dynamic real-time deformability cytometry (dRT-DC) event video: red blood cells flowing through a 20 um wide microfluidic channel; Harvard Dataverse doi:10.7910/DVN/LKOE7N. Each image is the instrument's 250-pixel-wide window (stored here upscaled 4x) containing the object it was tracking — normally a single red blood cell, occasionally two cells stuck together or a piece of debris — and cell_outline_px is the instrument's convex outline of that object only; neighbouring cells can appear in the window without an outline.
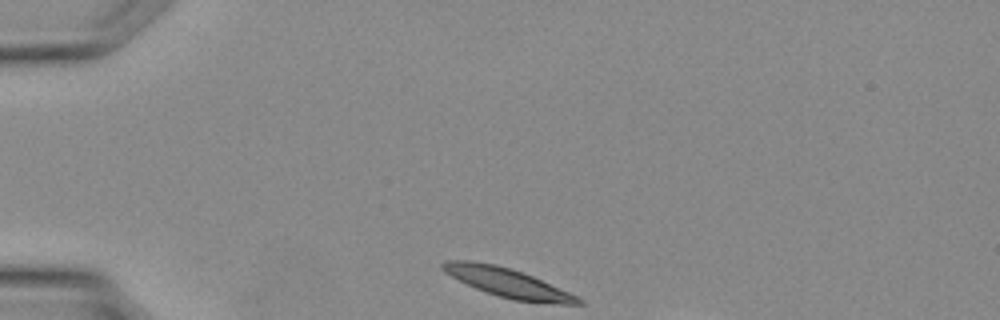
{"species": "Egyptian fruit bat (a non-hibernating species)", "species_latin": "Rousettus aegyptiacus", "temperature_condition": "warm", "stored_images_in_passage": 7, "camera_frame_rate_fps": 3000, "um_per_image_px": 0.085, "animal": {"sex": "female"}, "frame": {"image": 1, "passage_image": 1, "time_ms": 0.0, "image_size_px": [1000, 320], "cell_outline_px": [[584, 304], [548, 304], [516, 300], [500, 296], [476, 288], [444, 272], [440, 268], [440, 264], [444, 260], [472, 260], [496, 264], [532, 276], [568, 292], [584, 300]], "centroid_in_image_um": [43.13, 24.02], "position_along_channel_um": 41.9, "area_um2": 22.6}}
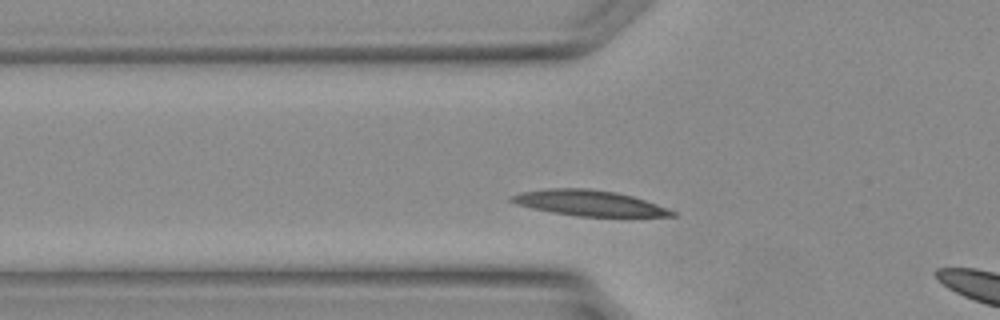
{"frame": {"image": 2, "passage_image": 5, "time_ms": 1.333, "image_size_px": [1000, 320], "cell_outline_px": [[676, 216], [576, 216], [552, 212], [532, 208], [516, 204], [508, 200], [508, 196], [520, 192], [548, 188], [588, 188], [616, 192], [632, 196], [668, 208], [676, 212]], "centroid_in_image_um": [50.02, 17.25], "position_along_channel_um": 75.8, "area_um2": 23.87}}